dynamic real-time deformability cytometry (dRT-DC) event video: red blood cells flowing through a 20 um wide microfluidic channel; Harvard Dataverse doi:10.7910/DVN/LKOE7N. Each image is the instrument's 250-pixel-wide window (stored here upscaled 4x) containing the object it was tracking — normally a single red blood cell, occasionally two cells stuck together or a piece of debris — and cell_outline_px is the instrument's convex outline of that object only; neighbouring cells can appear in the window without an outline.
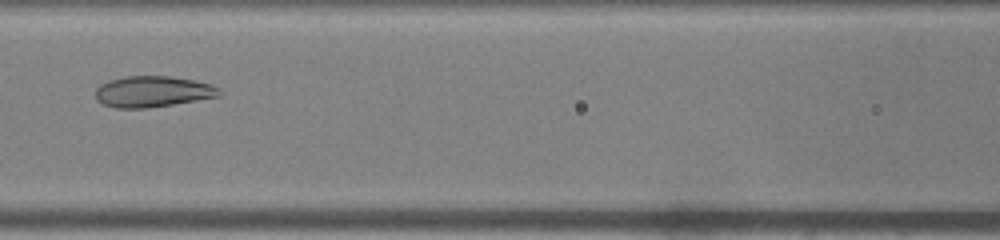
{"species": "common noctule bat (a hibernating species)", "species_latin": "Nyctalus noctula", "temperature_condition": "warm", "stored_images_in_passage": 43, "camera_frame_rate_fps": 3000, "um_per_image_px": 0.085, "animal": {"sex": "male", "body_mass_g": 19.0, "forearm_length_mm": 50.8}, "frame": {"image": 1, "passage_image": 16, "time_ms": 5.0, "image_size_px": [1000, 240], "cell_outline_px": [[220, 96], [172, 104], [144, 108], [116, 108], [104, 104], [96, 100], [96, 88], [100, 84], [108, 80], [124, 76], [168, 76], [192, 80], [212, 84], [220, 88]], "centroid_in_image_um": [12.95, 7.78], "position_along_channel_um": 153.6, "area_um2": 22.31}}
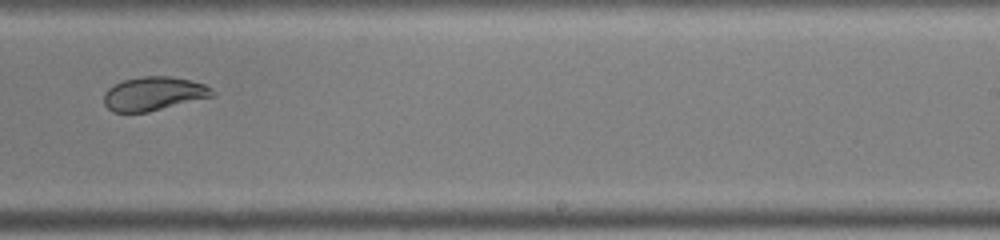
{"frame": {"image": 2, "passage_image": 25, "time_ms": 8.0, "image_size_px": [1000, 240], "cell_outline_px": [[216, 96], [148, 112], [112, 112], [104, 104], [104, 92], [112, 84], [124, 80], [144, 76], [172, 76], [204, 84], [212, 88], [216, 92]], "centroid_in_image_um": [13.08, 7.96], "position_along_channel_um": 275.9, "area_um2": 21.56}}
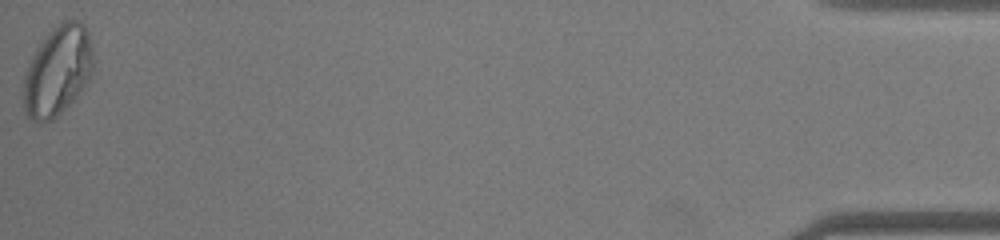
{"frame": {"image": 3, "passage_image": 43, "time_ms": 14.0, "image_size_px": [1000, 240], "cell_outline_px": [[96, 72], [76, 96], [56, 116], [48, 120], [32, 120], [24, 112], [24, 76], [28, 64], [36, 48], [52, 28], [64, 20], [80, 20], [84, 24], [88, 32]], "centroid_in_image_um": [4.93, 5.97], "position_along_channel_um": 430.3, "area_um2": 36.36}, "authors_computed_cell_mechanics": {"area_um2": 27.2238, "velocity_mm_per_s": 4.0989, "shape_relaxation_time_tau1_ms": 9.273, "shape_relaxation_time_tau2_ms": 0.7896, "deformation_change_tau1": 0.2651, "deformation_change_tau2": 0.0564}}